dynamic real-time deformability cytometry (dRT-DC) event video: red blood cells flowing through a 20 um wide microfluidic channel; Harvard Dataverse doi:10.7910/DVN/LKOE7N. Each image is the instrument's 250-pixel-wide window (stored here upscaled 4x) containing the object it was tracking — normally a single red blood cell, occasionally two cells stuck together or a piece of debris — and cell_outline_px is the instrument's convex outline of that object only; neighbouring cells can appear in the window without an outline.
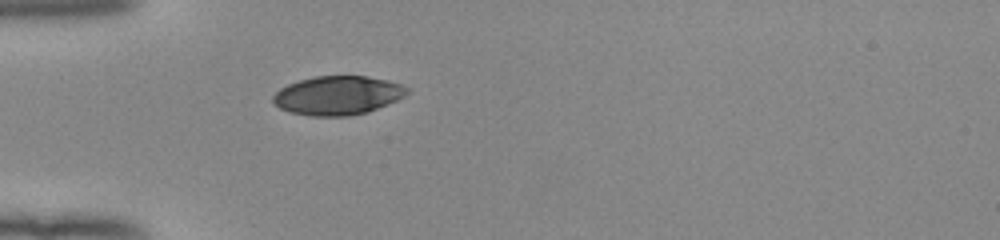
{"species": "human", "species_latin": "Homo sapiens", "temperature_condition": "room temperature", "stored_images_in_passage": 37, "camera_frame_rate_fps": 3000, "um_per_image_px": 0.085, "donor": {"sex": "female"}, "frame": {"image": 1, "passage_image": 1, "time_ms": 0.0, "image_size_px": [1000, 240], "cell_outline_px": [[408, 92], [404, 96], [388, 104], [368, 112], [348, 116], [312, 116], [292, 112], [280, 108], [272, 100], [272, 96], [280, 88], [288, 84], [300, 80], [316, 76], [368, 76], [388, 80], [400, 84], [408, 88]], "centroid_in_image_um": [28.71, 8.11], "position_along_channel_um": 56.3, "area_um2": 30.23}}
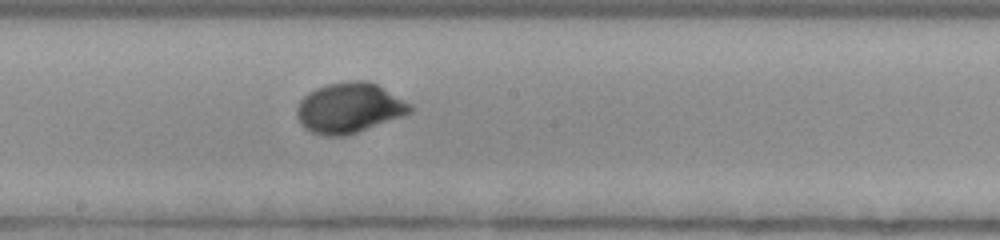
{"frame": {"image": 2, "passage_image": 14, "time_ms": 4.333, "image_size_px": [1000, 240], "cell_outline_px": [[412, 112], [404, 116], [344, 136], [328, 136], [312, 132], [304, 128], [300, 124], [296, 116], [296, 108], [300, 100], [308, 92], [316, 88], [328, 84], [348, 80], [368, 80], [376, 84], [412, 104]], "centroid_in_image_um": [29.67, 9.16], "position_along_channel_um": 218.5, "area_um2": 33.23}}
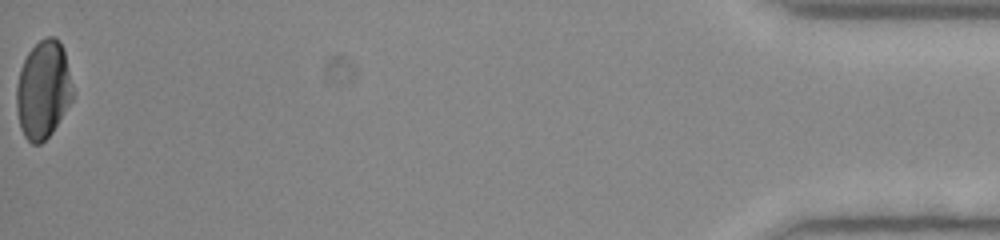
{"frame": {"image": 3, "passage_image": 37, "time_ms": 12.0, "image_size_px": [1000, 240], "cell_outline_px": [[76, 92], [72, 100], [52, 132], [40, 144], [32, 144], [24, 136], [20, 128], [16, 108], [16, 88], [20, 68], [28, 52], [44, 36], [52, 36], [60, 40], [64, 48]], "centroid_in_image_um": [3.7, 7.6], "position_along_channel_um": 431.5, "area_um2": 32.71}, "authors_computed_cell_mechanics": {"area_um2": 31.7322, "velocity_mm_per_s": 3.9554, "shape_relaxation_time_tau1_ms": 2.634, "shape_relaxation_time_tau2_ms": null, "deformation_change_tau1": 0.1476, "deformation_change_tau2": null}}